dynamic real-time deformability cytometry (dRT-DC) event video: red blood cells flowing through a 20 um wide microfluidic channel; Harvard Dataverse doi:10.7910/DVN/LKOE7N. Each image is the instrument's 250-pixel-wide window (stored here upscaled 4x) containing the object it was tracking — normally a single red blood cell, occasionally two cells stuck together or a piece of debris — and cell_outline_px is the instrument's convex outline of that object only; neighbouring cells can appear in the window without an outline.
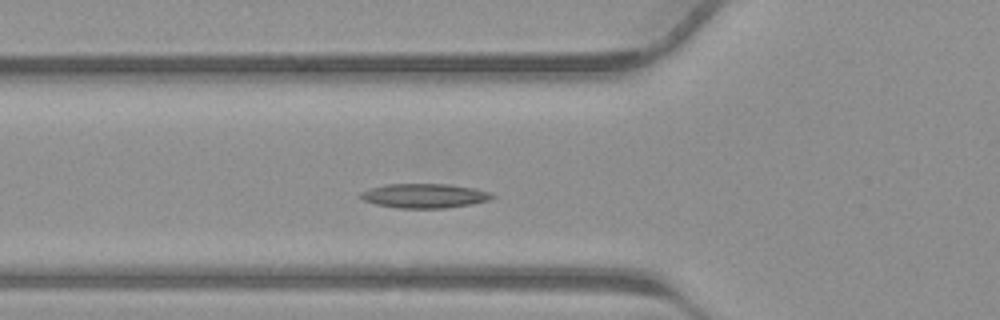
{"species": "common noctule bat (a hibernating species)", "species_latin": "Nyctalus noctula", "temperature_condition": "warm", "stored_images_in_passage": 38, "segment_of_instrument_passage": [1, 2], "camera_frame_rate_fps": 3000, "um_per_image_px": 0.085, "animal": {"sex": "male", "body_mass_g": 23.1, "forearm_length_mm": 52.7}, "frame": {"image": 1, "passage_image": 11, "time_ms": 3.333, "image_size_px": [1000, 320], "cell_outline_px": [[496, 196], [488, 200], [472, 204], [444, 208], [400, 208], [376, 204], [364, 200], [360, 196], [360, 192], [368, 188], [388, 184], [448, 184], [472, 188], [488, 192]], "centroid_in_image_um": [36.05, 16.64], "position_along_channel_um": 89.7, "area_um2": 18.5}}
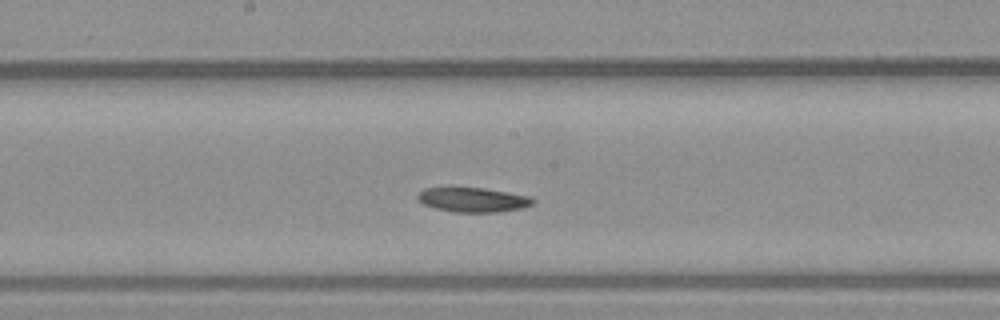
{"frame": {"image": 2, "passage_image": 18, "time_ms": 5.667, "image_size_px": [1000, 320], "cell_outline_px": [[536, 200], [532, 204], [524, 208], [496, 212], [452, 212], [436, 208], [424, 204], [416, 200], [416, 196], [424, 188], [448, 184], [484, 188], [532, 196]], "centroid_in_image_um": [40.14, 16.93], "position_along_channel_um": 208.1, "area_um2": 17.4}}
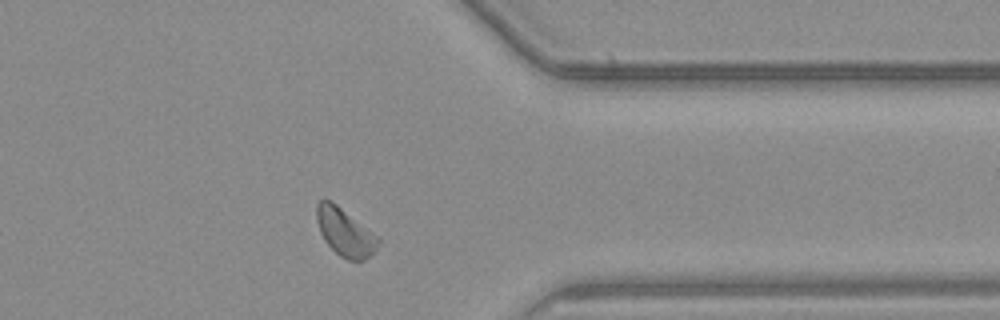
{"frame": {"image": 3, "passage_image": 29, "time_ms": 9.333, "image_size_px": [1000, 320], "cell_outline_px": [[380, 240], [376, 248], [364, 260], [348, 260], [340, 256], [324, 240], [320, 232], [316, 220], [316, 204], [320, 200], [332, 200], [380, 236]], "centroid_in_image_um": [29.33, 19.7], "position_along_channel_um": 382.1, "area_um2": 17.28}}